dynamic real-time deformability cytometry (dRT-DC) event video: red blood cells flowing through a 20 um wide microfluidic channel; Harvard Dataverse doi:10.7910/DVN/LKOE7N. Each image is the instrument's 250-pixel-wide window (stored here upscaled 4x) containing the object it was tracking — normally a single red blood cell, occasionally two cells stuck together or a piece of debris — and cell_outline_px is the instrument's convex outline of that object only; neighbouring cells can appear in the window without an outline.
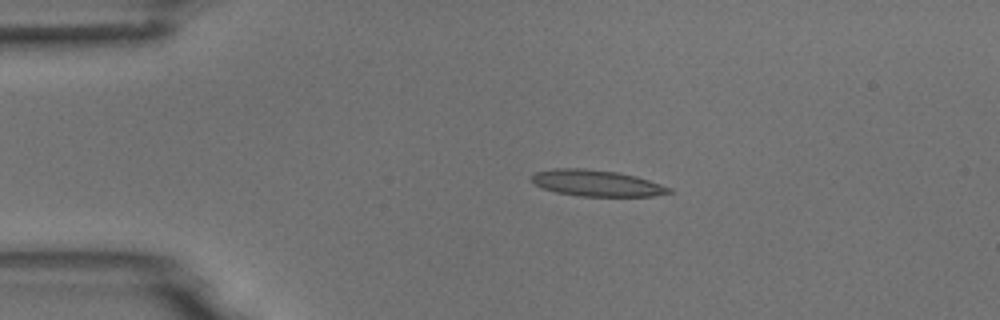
{"species": "common noctule bat (a hibernating species)", "species_latin": "Nyctalus noctula", "temperature_condition": "room temperature", "stored_images_in_passage": 4, "camera_frame_rate_fps": 3000, "um_per_image_px": 0.085, "animal": {"sex": "male", "body_mass_g": 18.8}, "frame": {"image": 1, "passage_image": 3, "time_ms": 2.333, "image_size_px": [1000, 320], "cell_outline_px": [[672, 192], [652, 196], [580, 196], [556, 192], [544, 188], [536, 184], [532, 180], [532, 176], [536, 172], [552, 168], [584, 168], [616, 172], [636, 176], [672, 188]], "centroid_in_image_um": [50.72, 15.56], "position_along_channel_um": 34.3, "area_um2": 20.81}}